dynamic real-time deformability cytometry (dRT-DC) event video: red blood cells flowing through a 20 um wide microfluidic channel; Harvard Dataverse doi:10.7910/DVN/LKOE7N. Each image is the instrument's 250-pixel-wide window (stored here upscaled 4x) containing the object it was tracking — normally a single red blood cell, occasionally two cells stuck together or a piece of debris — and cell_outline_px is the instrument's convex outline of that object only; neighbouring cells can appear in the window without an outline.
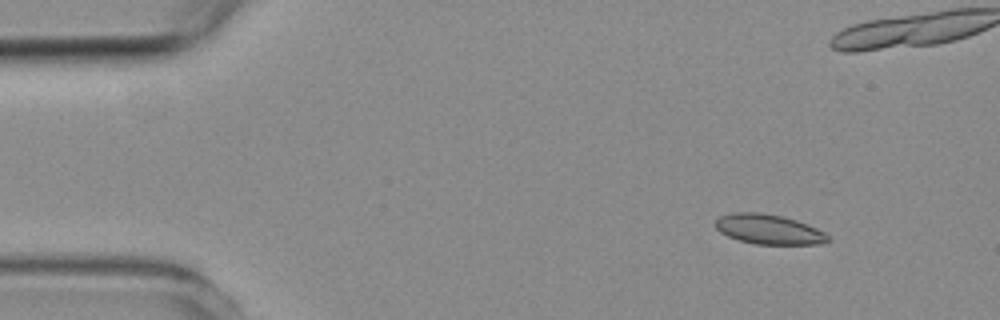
{"species": "common noctule bat (a hibernating species)", "species_latin": "Nyctalus noctula", "temperature_condition": "room temperature", "stored_images_in_passage": 8, "camera_frame_rate_fps": 3000, "um_per_image_px": 0.085, "animal": {"sex": "female", "body_mass_g": 19.3, "forearm_length_mm": 54.1}, "frame": {"image": 1, "passage_image": 1, "time_ms": 0.0, "image_size_px": [1000, 320], "cell_outline_px": [[832, 240], [816, 244], [756, 244], [740, 240], [728, 236], [720, 232], [716, 228], [716, 220], [720, 216], [732, 212], [760, 212], [784, 216], [808, 224], [824, 232]], "centroid_in_image_um": [65.34, 19.48], "position_along_channel_um": 19.7, "area_um2": 19.54}}
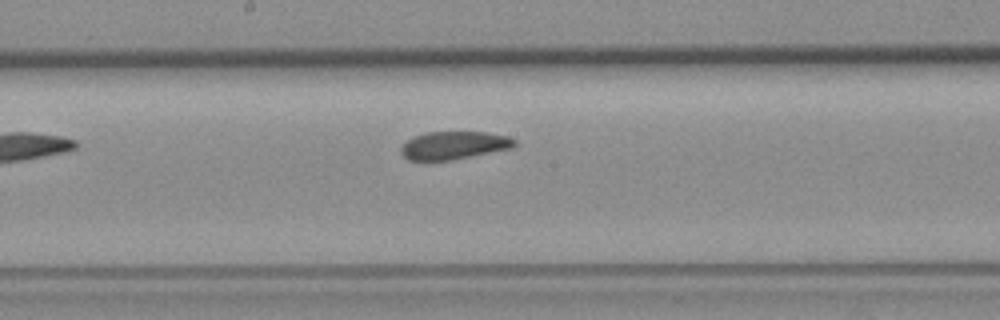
{"frame": {"image": 2, "passage_image": 8, "time_ms": 9.333, "image_size_px": [1000, 320], "cell_outline_px": [[516, 144], [512, 148], [448, 160], [408, 160], [400, 152], [400, 148], [412, 136], [424, 132], [484, 132], [508, 136], [516, 140]], "centroid_in_image_um": [38.56, 12.34], "position_along_channel_um": 209.6, "area_um2": 18.32}}